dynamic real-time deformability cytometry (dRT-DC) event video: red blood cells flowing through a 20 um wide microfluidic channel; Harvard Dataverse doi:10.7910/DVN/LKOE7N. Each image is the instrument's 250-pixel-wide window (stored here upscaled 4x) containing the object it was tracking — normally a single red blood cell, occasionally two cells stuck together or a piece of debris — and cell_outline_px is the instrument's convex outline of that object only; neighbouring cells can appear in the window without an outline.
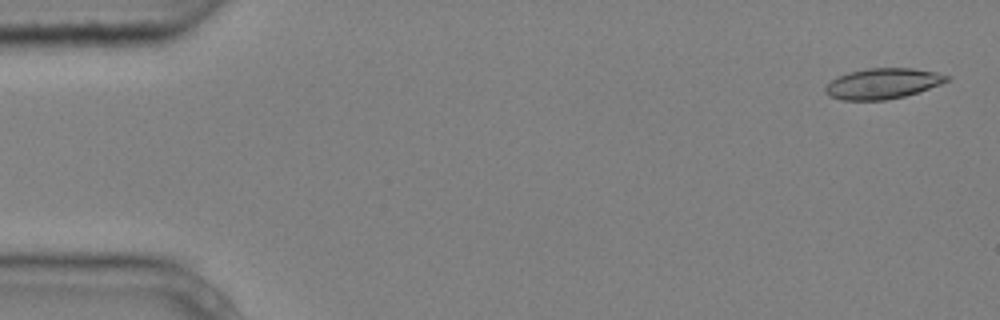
{"species": "common noctule bat (a hibernating species)", "species_latin": "Nyctalus noctula", "temperature_condition": "cold", "stored_images_in_passage": 5, "camera_frame_rate_fps": 3000, "um_per_image_px": 0.085, "animal": {"sex": "male", "body_mass_g": 20.4}, "frame": {"image": 1, "passage_image": 1, "time_ms": 0.0, "image_size_px": [1000, 320], "cell_outline_px": [[952, 76], [948, 80], [940, 84], [904, 96], [884, 100], [840, 100], [828, 96], [824, 92], [824, 88], [836, 76], [868, 68], [912, 68], [936, 72]], "centroid_in_image_um": [75.0, 7.1], "position_along_channel_um": 10.0, "area_um2": 21.5}}
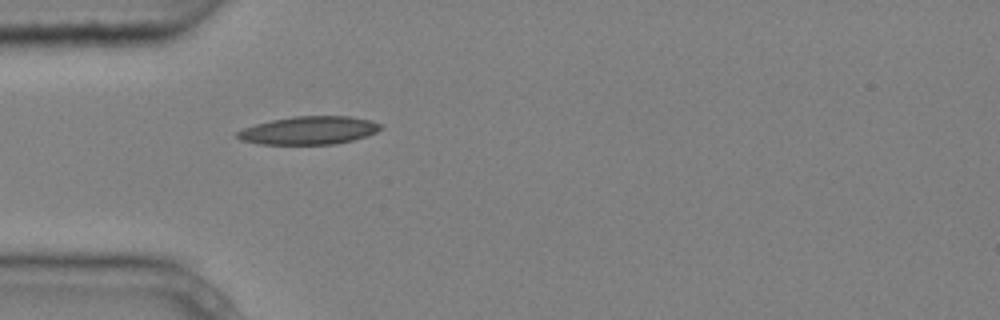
{"frame": {"image": 2, "passage_image": 5, "time_ms": 1.333, "image_size_px": [1000, 320], "cell_outline_px": [[384, 128], [368, 136], [336, 144], [260, 144], [240, 140], [236, 136], [236, 132], [244, 128], [256, 124], [272, 120], [292, 116], [348, 116], [372, 120], [384, 124]], "centroid_in_image_um": [26.32, 11.08], "position_along_channel_um": 58.7, "area_um2": 23.64}}